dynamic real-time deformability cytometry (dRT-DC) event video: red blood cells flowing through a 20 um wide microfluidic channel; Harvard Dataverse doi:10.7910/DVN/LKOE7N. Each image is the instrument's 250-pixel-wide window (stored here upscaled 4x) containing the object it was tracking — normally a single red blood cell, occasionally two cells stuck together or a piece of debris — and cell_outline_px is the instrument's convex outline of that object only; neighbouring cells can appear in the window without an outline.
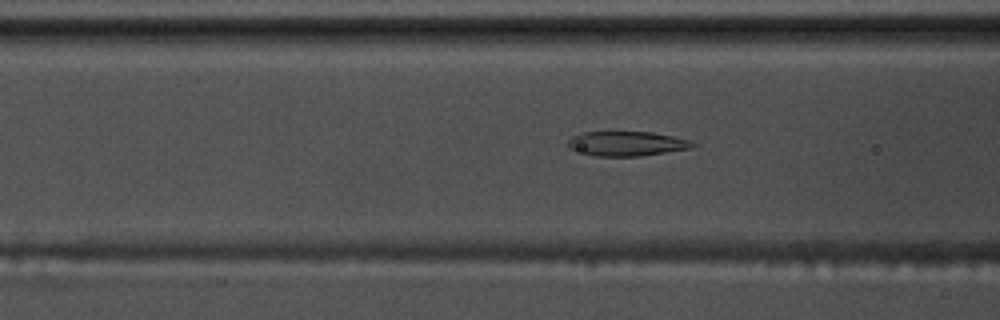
{"species": "common noctule bat (a hibernating species)", "species_latin": "Nyctalus noctula", "temperature_condition": "warm", "stored_images_in_passage": 50, "camera_frame_rate_fps": 3000, "um_per_image_px": 0.085, "animal": {"sex": "male", "body_mass_g": 17.5, "forearm_length_mm": 52.3}, "frame": {"image": 1, "passage_image": 15, "time_ms": 4.667, "image_size_px": [1000, 320], "cell_outline_px": [[700, 144], [692, 148], [640, 156], [596, 156], [568, 148], [568, 140], [572, 136], [584, 132], [652, 132], [692, 140]], "centroid_in_image_um": [53.33, 12.2], "position_along_channel_um": 113.3, "area_um2": 17.92}}
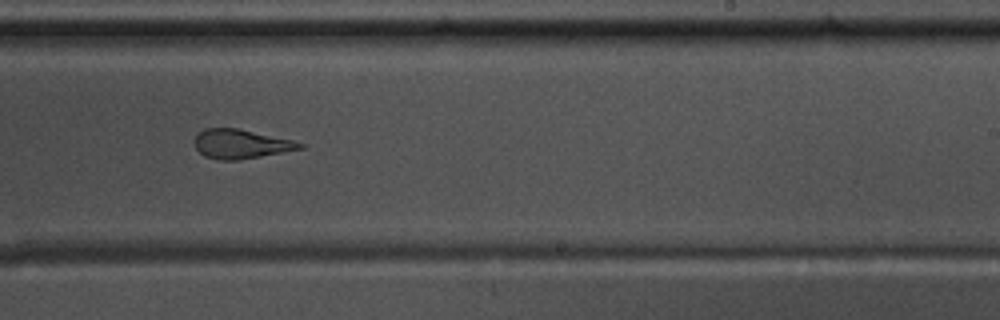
{"frame": {"image": 2, "passage_image": 28, "time_ms": 9.0, "image_size_px": [1000, 320], "cell_outline_px": [[304, 148], [240, 160], [220, 160], [204, 156], [192, 144], [196, 136], [204, 128], [236, 128], [292, 140], [304, 144]], "centroid_in_image_um": [20.43, 12.24], "position_along_channel_um": 268.6, "area_um2": 17.8}}
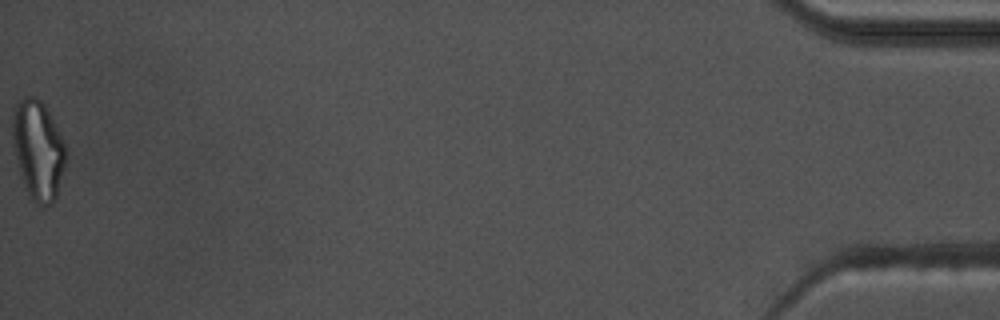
{"frame": {"image": 3, "passage_image": 50, "time_ms": 16.333, "image_size_px": [1000, 320], "cell_outline_px": [[64, 168], [56, 196], [52, 204], [36, 204], [32, 200], [24, 184], [16, 156], [12, 136], [12, 112], [16, 104], [24, 96], [36, 96], [44, 104], [60, 132], [64, 140]], "centroid_in_image_um": [3.22, 12.69], "position_along_channel_um": 432.0, "area_um2": 30.29}, "authors_computed_cell_mechanics": {"area_um2": 19.3052, "velocity_mm_per_s": 3.5898, "shape_relaxation_time_tau1_ms": 11.2123, "shape_relaxation_time_tau2_ms": 1.7812, "deformation_change_tau1": 0.3088, "deformation_change_tau2": 0.1085}}